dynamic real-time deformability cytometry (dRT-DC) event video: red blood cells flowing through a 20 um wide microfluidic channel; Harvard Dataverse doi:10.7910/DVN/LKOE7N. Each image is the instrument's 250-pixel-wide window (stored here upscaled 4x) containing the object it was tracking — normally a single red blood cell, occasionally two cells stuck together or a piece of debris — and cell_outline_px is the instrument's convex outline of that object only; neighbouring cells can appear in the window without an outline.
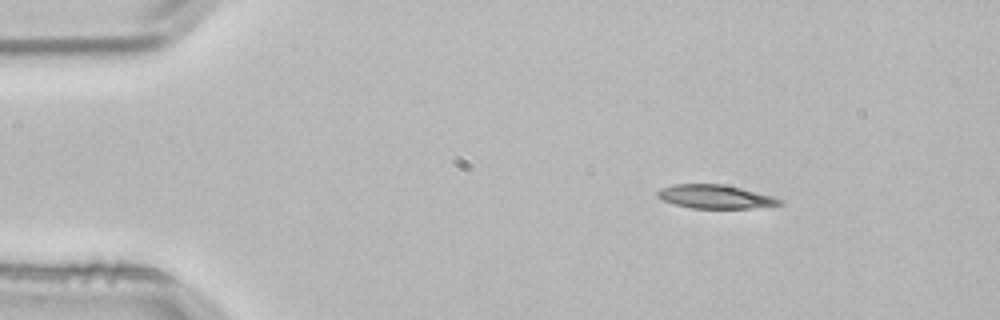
{"species": "common noctule bat (a hibernating species)", "species_latin": "Nyctalus noctula", "temperature_condition": "room temperature", "stored_images_in_passage": 1, "camera_frame_rate_fps": 3000, "um_per_image_px": 0.085, "animal": {"sex": "male", "body_mass_g": 21.5, "forearm_length_mm": 52.0}, "frame": {"image": 1, "passage_image": 1, "time_ms": 0.0, "image_size_px": [1000, 320], "cell_outline_px": [[784, 204], [752, 208], [692, 208], [676, 204], [664, 200], [656, 196], [656, 192], [660, 188], [672, 184], [724, 184], [772, 196], [784, 200]], "centroid_in_image_um": [60.8, 16.71], "position_along_channel_um": 24.2, "area_um2": 16.76}}